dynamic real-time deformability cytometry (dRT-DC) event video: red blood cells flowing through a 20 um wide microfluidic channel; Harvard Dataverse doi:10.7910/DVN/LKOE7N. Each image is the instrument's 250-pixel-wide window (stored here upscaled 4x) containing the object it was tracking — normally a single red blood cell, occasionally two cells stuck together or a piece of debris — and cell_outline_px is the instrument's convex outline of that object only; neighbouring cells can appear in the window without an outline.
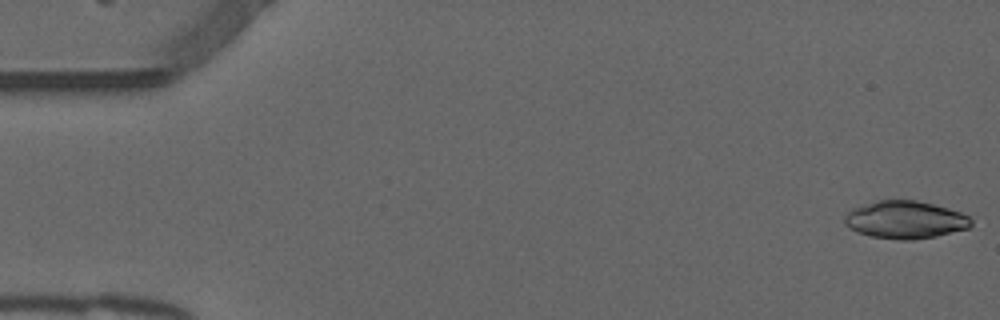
{"species": "common noctule bat (a hibernating species)", "species_latin": "Nyctalus noctula", "temperature_condition": "warm", "stored_images_in_passage": 8, "camera_frame_rate_fps": 3000, "um_per_image_px": 0.085, "animal": {"sex": "male", "forearm_length_mm": 52.5}, "frame": {"image": 1, "passage_image": 1, "time_ms": 0.0, "image_size_px": [1000, 320], "cell_outline_px": [[972, 224], [968, 228], [936, 236], [912, 240], [900, 240], [872, 236], [856, 232], [848, 228], [844, 224], [844, 216], [852, 208], [864, 204], [880, 200], [916, 200], [948, 208], [960, 212], [968, 216], [972, 220]], "centroid_in_image_um": [76.91, 18.68], "position_along_channel_um": 8.1, "area_um2": 27.74}}